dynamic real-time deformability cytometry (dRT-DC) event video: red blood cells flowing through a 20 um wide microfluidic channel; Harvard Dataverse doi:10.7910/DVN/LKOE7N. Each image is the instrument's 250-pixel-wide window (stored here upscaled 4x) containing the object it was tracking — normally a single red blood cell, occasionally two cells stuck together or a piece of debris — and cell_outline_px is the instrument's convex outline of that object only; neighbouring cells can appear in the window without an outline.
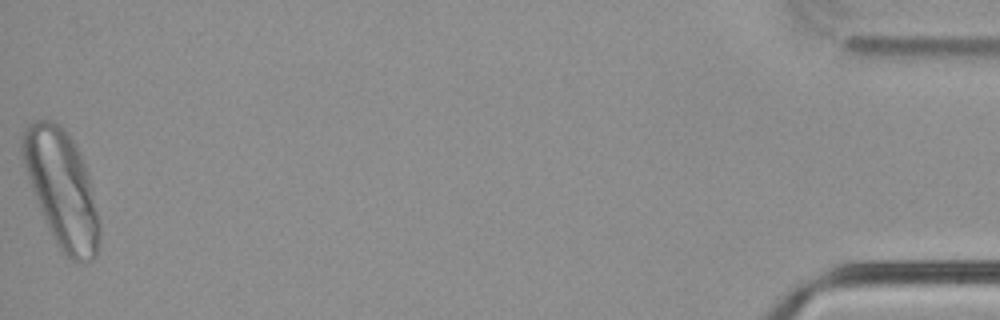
{"species": "common noctule bat (a hibernating species)", "species_latin": "Nyctalus noctula", "temperature_condition": "cold", "stored_images_in_passage": 55, "camera_frame_rate_fps": 3000, "um_per_image_px": 0.085, "animal": {"sex": "male", "body_mass_g": 21.5, "forearm_length_mm": 52.0}, "frame": {"image": 1, "passage_image": 55, "time_ms": 18.0, "image_size_px": [1000, 320], "cell_outline_px": [[100, 240], [96, 256], [92, 260], [72, 260], [60, 252], [56, 244], [40, 208], [32, 188], [20, 152], [20, 148], [24, 128], [28, 124], [36, 120], [52, 120], [72, 140], [84, 164], [92, 188], [100, 224]], "centroid_in_image_um": [5.25, 16.07], "position_along_channel_um": 430.0, "area_um2": 51.27}}